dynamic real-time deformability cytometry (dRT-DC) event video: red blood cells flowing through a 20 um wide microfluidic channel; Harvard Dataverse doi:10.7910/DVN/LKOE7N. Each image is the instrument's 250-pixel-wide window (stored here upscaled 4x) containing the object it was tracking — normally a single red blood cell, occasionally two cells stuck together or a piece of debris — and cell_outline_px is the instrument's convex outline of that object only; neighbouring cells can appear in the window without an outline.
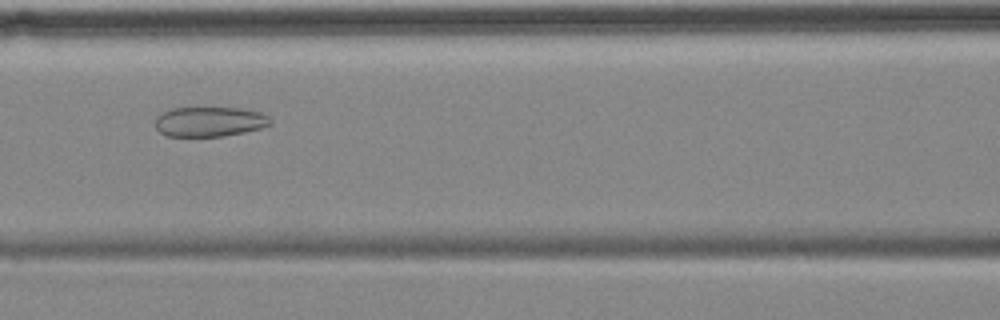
{"species": "common noctule bat (a hibernating species)", "species_latin": "Nyctalus noctula", "temperature_condition": "cold", "stored_images_in_passage": 13, "camera_frame_rate_fps": 3000, "um_per_image_px": 0.085, "animal": {"sex": "female", "body_mass_g": 18.4}, "frame": {"image": 1, "passage_image": 5, "time_ms": 7.667, "image_size_px": [1000, 320], "cell_outline_px": [[272, 124], [260, 128], [244, 132], [224, 136], [168, 136], [160, 132], [156, 128], [156, 116], [168, 108], [240, 108], [260, 112], [268, 116], [272, 120]], "centroid_in_image_um": [17.81, 10.33], "position_along_channel_um": 148.8, "area_um2": 20.06}}
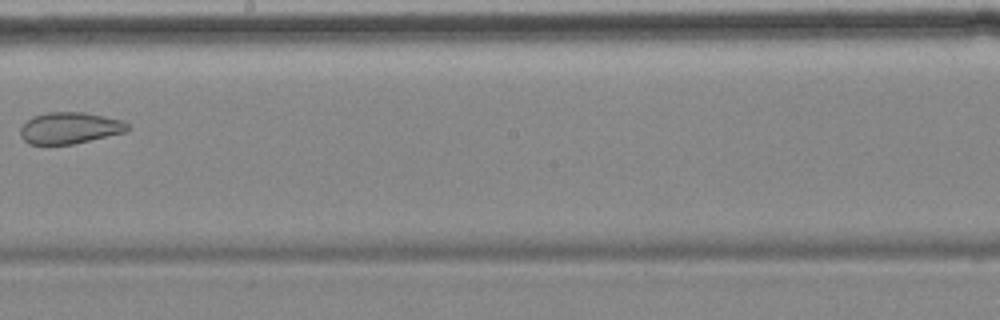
{"frame": {"image": 2, "passage_image": 7, "time_ms": 10.333, "image_size_px": [1000, 320], "cell_outline_px": [[128, 128], [124, 132], [72, 144], [28, 144], [20, 136], [20, 128], [32, 116], [48, 112], [84, 112], [104, 116], [120, 120], [128, 124]], "centroid_in_image_um": [5.88, 10.87], "position_along_channel_um": 242.3, "area_um2": 19.42}, "authors_computed_cell_mechanics": {"area_um2": 23.1778, "velocity_mm_per_s": 3.5075, "shape_relaxation_time_tau1_ms": null, "shape_relaxation_time_tau2_ms": 3.0894, "deformation_change_tau1": null, "deformation_change_tau2": 0.0589}}